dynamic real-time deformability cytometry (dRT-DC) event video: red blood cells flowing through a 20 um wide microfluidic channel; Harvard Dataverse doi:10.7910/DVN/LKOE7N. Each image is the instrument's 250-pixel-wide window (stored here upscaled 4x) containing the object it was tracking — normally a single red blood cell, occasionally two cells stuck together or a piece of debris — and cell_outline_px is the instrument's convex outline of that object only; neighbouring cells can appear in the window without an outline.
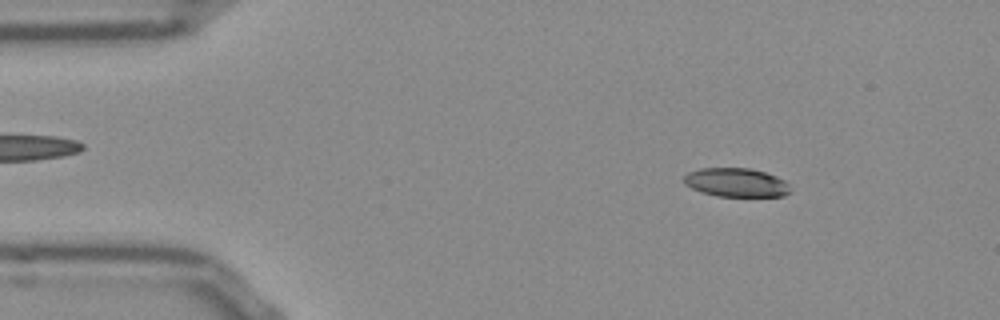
{"species": "Egyptian fruit bat (a non-hibernating species)", "species_latin": "Rousettus aegyptiacus", "temperature_condition": "room temperature", "stored_images_in_passage": 52, "camera_frame_rate_fps": 3000, "um_per_image_px": 0.085, "frame": {"image": 1, "passage_image": 7, "time_ms": 2.0, "image_size_px": [1000, 320], "cell_outline_px": [[788, 192], [784, 196], [716, 196], [700, 192], [684, 184], [684, 176], [688, 172], [700, 168], [748, 168], [764, 172], [776, 176], [784, 180], [788, 184]], "centroid_in_image_um": [62.53, 15.51], "position_along_channel_um": 22.5, "area_um2": 17.74}}
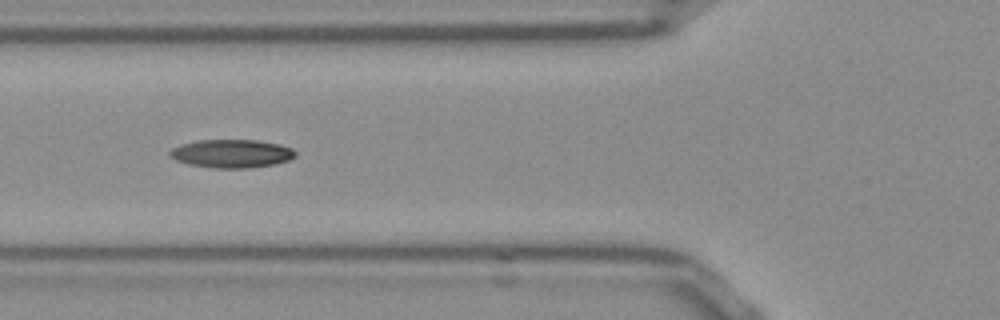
{"frame": {"image": 2, "passage_image": 19, "time_ms": 6.0, "image_size_px": [1000, 320], "cell_outline_px": [[296, 156], [288, 160], [276, 164], [248, 168], [212, 168], [188, 164], [176, 160], [168, 156], [168, 152], [172, 148], [196, 140], [256, 140], [280, 144], [292, 148], [296, 152]], "centroid_in_image_um": [19.69, 13.06], "position_along_channel_um": 106.1, "area_um2": 20.81}}
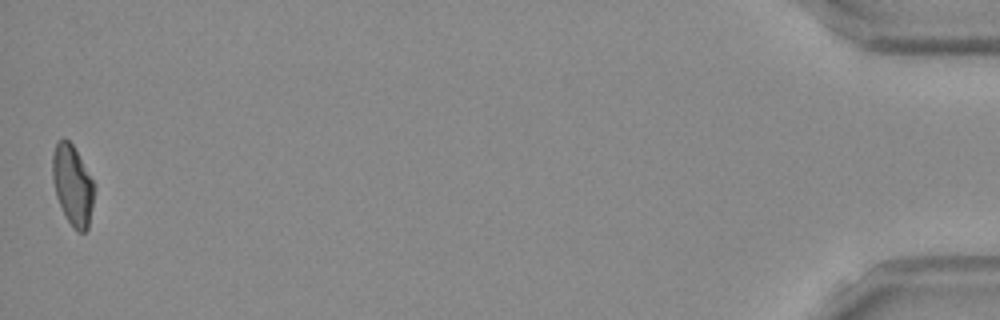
{"frame": {"image": 3, "passage_image": 52, "time_ms": 17.0, "image_size_px": [1000, 320], "cell_outline_px": [[96, 184], [88, 228], [84, 232], [76, 232], [72, 228], [56, 196], [52, 180], [52, 152], [56, 140], [64, 136], [72, 144]], "centroid_in_image_um": [6.16, 15.69], "position_along_channel_um": 429.0, "area_um2": 19.83}, "authors_computed_cell_mechanics": {"area_um2": 19.5364, "velocity_mm_per_s": 3.8465, "shape_relaxation_time_tau1_ms": 8.6067, "shape_relaxation_time_tau2_ms": 3.719, "deformation_change_tau1": 0.208, "deformation_change_tau2": 0.093}}